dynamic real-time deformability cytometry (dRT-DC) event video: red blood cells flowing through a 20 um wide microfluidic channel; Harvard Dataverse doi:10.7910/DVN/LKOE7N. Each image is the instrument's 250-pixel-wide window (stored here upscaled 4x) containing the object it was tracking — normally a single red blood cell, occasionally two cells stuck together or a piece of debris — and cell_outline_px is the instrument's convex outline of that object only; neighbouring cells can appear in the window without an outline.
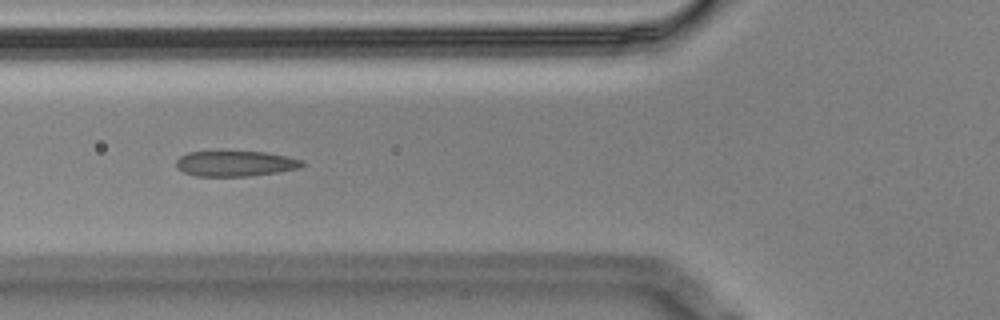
{"species": "Egyptian fruit bat (a non-hibernating species)", "species_latin": "Rousettus aegyptiacus", "temperature_condition": "cold", "stored_images_in_passage": 6, "camera_frame_rate_fps": 3000, "um_per_image_px": 0.085, "animal": {"sex": "male"}, "frame": {"image": 1, "passage_image": 5, "time_ms": 1.333, "image_size_px": [1000, 320], "cell_outline_px": [[304, 164], [300, 168], [276, 172], [248, 176], [196, 176], [184, 172], [176, 168], [176, 160], [180, 156], [188, 152], [264, 152], [288, 156], [304, 160]], "centroid_in_image_um": [20.01, 13.9], "position_along_channel_um": 105.8, "area_um2": 18.61}}
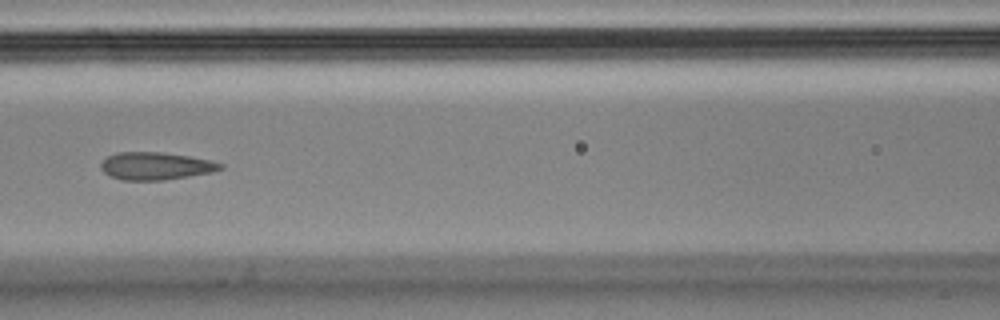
{"frame": {"image": 2, "passage_image": 6, "time_ms": 1.667, "image_size_px": [1000, 320], "cell_outline_px": [[224, 168], [212, 172], [164, 180], [120, 180], [104, 172], [100, 168], [100, 164], [108, 156], [116, 152], [160, 152], [188, 156], [212, 160], [224, 164]], "centroid_in_image_um": [13.25, 14.1], "position_along_channel_um": 153.4, "area_um2": 19.19}}